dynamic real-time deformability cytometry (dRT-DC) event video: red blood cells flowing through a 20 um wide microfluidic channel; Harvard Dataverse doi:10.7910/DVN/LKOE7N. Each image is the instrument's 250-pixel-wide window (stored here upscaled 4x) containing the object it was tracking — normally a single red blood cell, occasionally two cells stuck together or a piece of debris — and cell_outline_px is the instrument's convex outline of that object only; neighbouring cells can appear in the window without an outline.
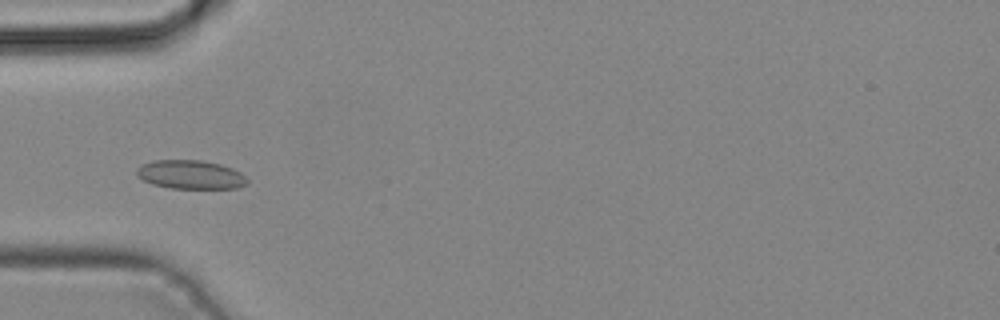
{"species": "common noctule bat (a hibernating species)", "species_latin": "Nyctalus noctula", "temperature_condition": "cold", "stored_images_in_passage": 42, "camera_frame_rate_fps": 3000, "um_per_image_px": 0.085, "animal": {"sex": "male", "body_mass_g": 19.2, "forearm_length_mm": 51.8}, "frame": {"image": 1, "passage_image": 13, "time_ms": 4.0, "image_size_px": [1000, 320], "cell_outline_px": [[248, 184], [236, 188], [172, 188], [152, 184], [136, 176], [136, 168], [144, 164], [156, 160], [200, 160], [220, 164], [232, 168], [240, 172], [248, 180]], "centroid_in_image_um": [16.2, 14.84], "position_along_channel_um": 68.8, "area_um2": 18.44}}
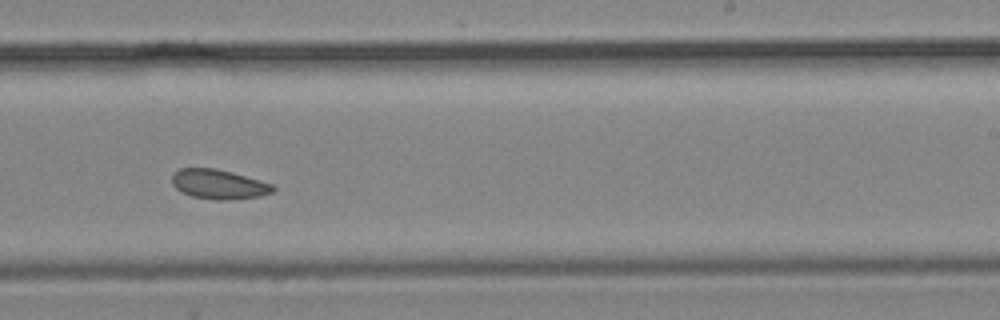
{"frame": {"image": 2, "passage_image": 26, "time_ms": 8.333, "image_size_px": [1000, 320], "cell_outline_px": [[276, 188], [272, 192], [260, 196], [224, 200], [216, 200], [192, 196], [176, 188], [172, 184], [172, 176], [180, 168], [216, 168], [232, 172], [276, 184]], "centroid_in_image_um": [18.64, 15.65], "position_along_channel_um": 270.4, "area_um2": 17.4}}
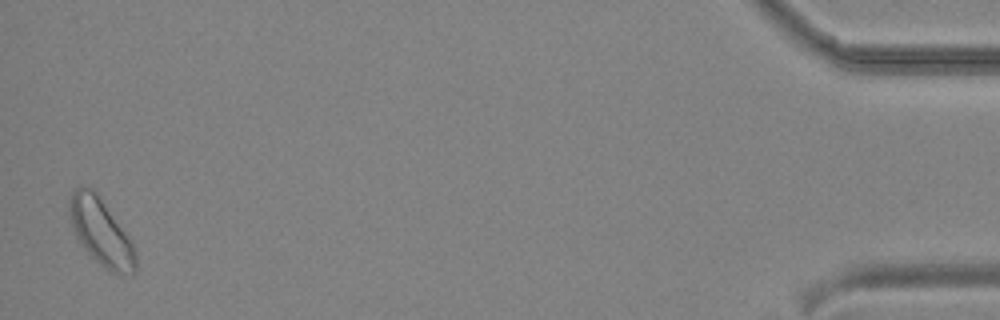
{"frame": {"image": 3, "passage_image": 42, "time_ms": 13.667, "image_size_px": [1000, 320], "cell_outline_px": [[136, 272], [132, 276], [112, 272], [100, 264], [84, 248], [76, 236], [72, 224], [68, 208], [68, 200], [72, 192], [76, 188], [92, 188], [96, 192], [132, 244], [136, 252]], "centroid_in_image_um": [8.58, 19.76], "position_along_channel_um": 426.6, "area_um2": 24.97}}